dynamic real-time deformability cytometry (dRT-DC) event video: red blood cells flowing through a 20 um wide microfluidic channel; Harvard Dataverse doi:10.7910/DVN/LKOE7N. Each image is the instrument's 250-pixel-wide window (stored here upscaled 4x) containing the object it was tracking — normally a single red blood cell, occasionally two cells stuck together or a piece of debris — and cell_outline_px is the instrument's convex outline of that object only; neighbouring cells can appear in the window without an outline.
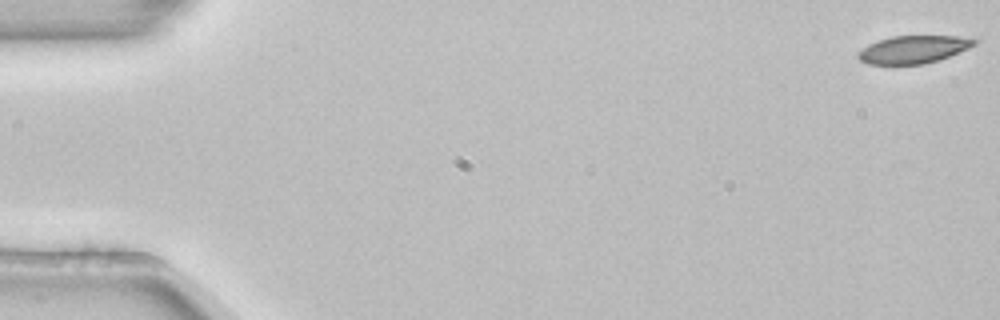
{"species": "common noctule bat (a hibernating species)", "species_latin": "Nyctalus noctula", "temperature_condition": "room temperature", "stored_images_in_passage": 54, "camera_frame_rate_fps": 3000, "um_per_image_px": 0.085, "animal": {"sex": "female", "body_mass_g": 22.7, "forearm_length_mm": 54.2}, "frame": {"image": 1, "passage_image": 1, "time_ms": 0.0, "image_size_px": [1000, 320], "cell_outline_px": [[980, 40], [976, 44], [968, 48], [948, 56], [924, 64], [868, 64], [860, 60], [856, 56], [856, 52], [868, 44], [892, 36], [960, 36]], "centroid_in_image_um": [77.61, 4.19], "position_along_channel_um": 7.4, "area_um2": 18.67}}
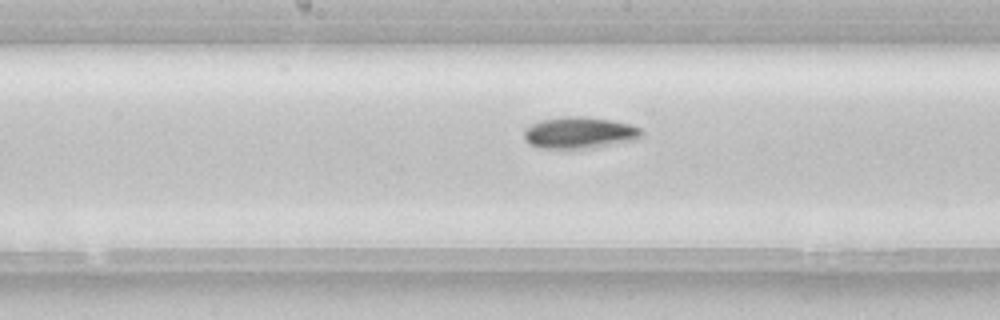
{"frame": {"image": 2, "passage_image": 28, "time_ms": 9.0, "image_size_px": [1000, 320], "cell_outline_px": [[644, 132], [640, 140], [592, 148], [540, 148], [528, 144], [524, 140], [524, 128], [540, 120], [560, 116], [584, 116], [608, 120], [628, 124], [640, 128]], "centroid_in_image_um": [49.25, 11.29], "position_along_channel_um": 198.9, "area_um2": 21.96}}
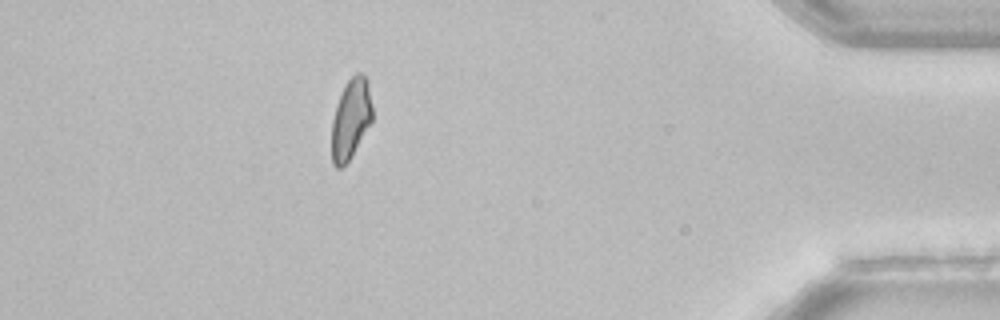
{"frame": {"image": 3, "passage_image": 48, "time_ms": 15.667, "image_size_px": [1000, 320], "cell_outline_px": [[372, 120], [348, 160], [340, 168], [336, 168], [332, 164], [332, 120], [336, 104], [348, 80], [356, 72], [360, 72], [368, 80], [372, 108]], "centroid_in_image_um": [29.81, 10.08], "position_along_channel_um": 405.4, "area_um2": 18.61}, "authors_computed_cell_mechanics": {"area_um2": 20.5768, "velocity_mm_per_s": 3.8428, "shape_relaxation_time_tau1_ms": 5.0058, "shape_relaxation_time_tau2_ms": null, "deformation_change_tau1": 0.1126, "deformation_change_tau2": null}}